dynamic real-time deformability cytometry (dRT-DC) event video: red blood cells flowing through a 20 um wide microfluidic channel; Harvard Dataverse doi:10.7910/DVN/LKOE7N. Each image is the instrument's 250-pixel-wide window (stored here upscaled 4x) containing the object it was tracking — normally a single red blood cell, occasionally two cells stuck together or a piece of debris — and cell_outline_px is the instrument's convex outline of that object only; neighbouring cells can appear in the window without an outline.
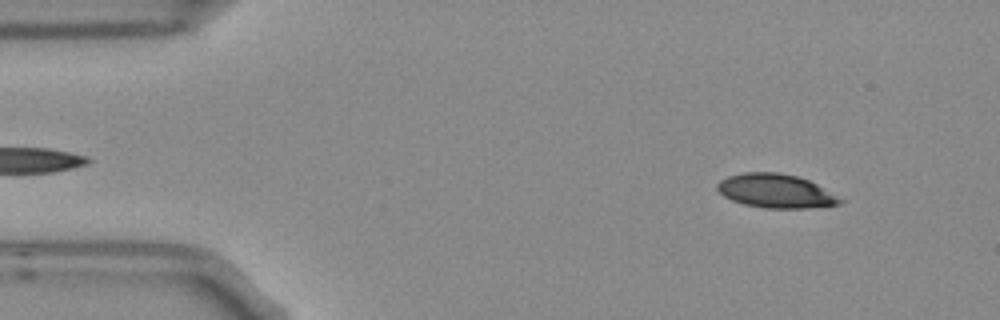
{"species": "Egyptian fruit bat (a non-hibernating species)", "species_latin": "Rousettus aegyptiacus", "temperature_condition": "room temperature", "stored_images_in_passage": 3, "camera_frame_rate_fps": 3000, "um_per_image_px": 0.085, "frame": {"image": 1, "passage_image": 1, "time_ms": 0.0, "image_size_px": [1000, 320], "cell_outline_px": [[844, 200], [840, 204], [808, 208], [764, 208], [744, 204], [732, 200], [724, 196], [716, 188], [716, 184], [720, 180], [728, 176], [744, 172], [780, 172], [796, 176], [808, 180], [816, 184]], "centroid_in_image_um": [65.91, 16.23], "position_along_channel_um": 19.1, "area_um2": 24.1}}